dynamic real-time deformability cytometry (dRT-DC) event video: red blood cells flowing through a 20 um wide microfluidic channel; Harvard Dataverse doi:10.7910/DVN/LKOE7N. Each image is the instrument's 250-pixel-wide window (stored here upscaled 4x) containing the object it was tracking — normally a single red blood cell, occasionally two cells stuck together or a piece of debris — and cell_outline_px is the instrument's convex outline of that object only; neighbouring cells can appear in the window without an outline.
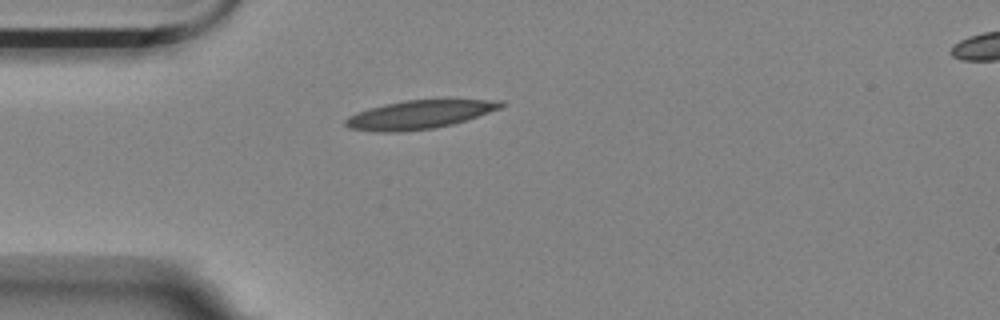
{"species": "Egyptian fruit bat (a non-hibernating species)", "species_latin": "Rousettus aegyptiacus", "temperature_condition": "room temperature", "stored_images_in_passage": 1, "camera_frame_rate_fps": 3000, "um_per_image_px": 0.085, "animal": {"sex": "female"}, "frame": {"image": 1, "passage_image": 1, "time_ms": 0.0, "image_size_px": [1000, 320], "cell_outline_px": [[504, 104], [500, 108], [452, 124], [432, 128], [400, 132], [380, 132], [348, 128], [344, 124], [344, 120], [348, 116], [356, 112], [368, 108], [384, 104], [404, 100], [504, 100]], "centroid_in_image_um": [35.56, 9.74], "position_along_channel_um": 49.4, "area_um2": 25.55}}